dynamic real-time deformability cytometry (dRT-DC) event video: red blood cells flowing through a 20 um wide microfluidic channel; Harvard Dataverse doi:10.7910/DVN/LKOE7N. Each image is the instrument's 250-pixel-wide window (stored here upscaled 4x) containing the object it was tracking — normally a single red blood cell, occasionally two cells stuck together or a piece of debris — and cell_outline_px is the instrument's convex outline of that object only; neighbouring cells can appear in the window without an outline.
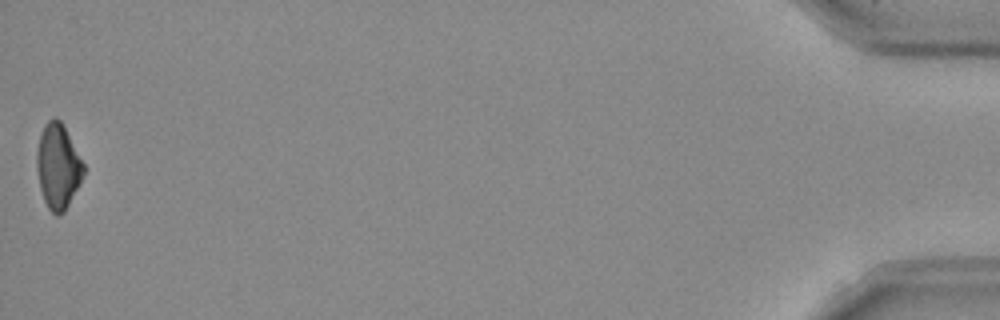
{"species": "Egyptian fruit bat (a non-hibernating species)", "species_latin": "Rousettus aegyptiacus", "temperature_condition": "room temperature", "stored_images_in_passage": 38, "camera_frame_rate_fps": 3000, "um_per_image_px": 0.085, "frame": {"image": 1, "passage_image": 38, "time_ms": 12.333, "image_size_px": [1000, 320], "cell_outline_px": [[84, 172], [64, 212], [56, 216], [48, 208], [44, 200], [40, 188], [36, 168], [36, 152], [40, 136], [44, 124], [52, 116], [56, 116], [60, 120], [84, 164]], "centroid_in_image_um": [4.89, 14.11], "position_along_channel_um": 430.3, "area_um2": 22.77}, "authors_computed_cell_mechanics": {"area_um2": 24.6228, "velocity_mm_per_s": 3.9679, "shape_relaxation_time_tau1_ms": 8.0809, "shape_relaxation_time_tau2_ms": null, "deformation_change_tau1": 0.1744, "deformation_change_tau2": null}}